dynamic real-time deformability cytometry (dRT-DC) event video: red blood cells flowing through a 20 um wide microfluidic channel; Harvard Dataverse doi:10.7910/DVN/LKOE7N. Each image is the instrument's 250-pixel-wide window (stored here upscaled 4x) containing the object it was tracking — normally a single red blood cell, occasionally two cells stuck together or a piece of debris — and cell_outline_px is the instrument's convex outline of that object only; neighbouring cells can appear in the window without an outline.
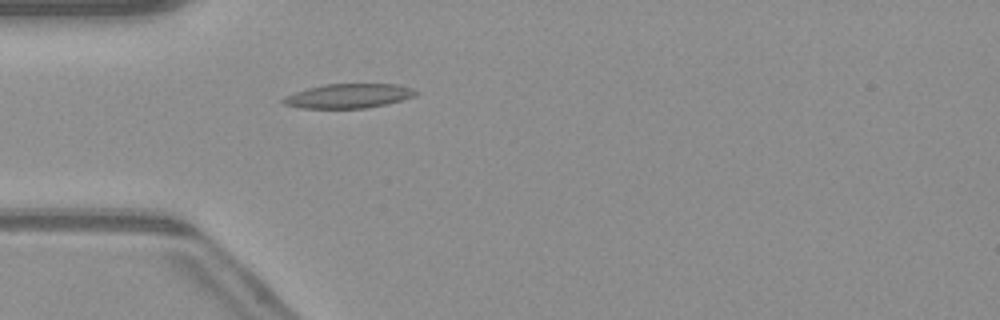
{"species": "common noctule bat (a hibernating species)", "species_latin": "Nyctalus noctula", "temperature_condition": "warm", "stored_images_in_passage": 50, "camera_frame_rate_fps": 3000, "um_per_image_px": 0.085, "animal": {"sex": "male", "body_mass_g": 23.1, "forearm_length_mm": 52.7}, "frame": {"image": 1, "passage_image": 15, "time_ms": 4.667, "image_size_px": [1000, 320], "cell_outline_px": [[420, 92], [416, 96], [388, 104], [364, 108], [300, 108], [284, 104], [280, 100], [284, 96], [308, 88], [324, 84], [396, 84], [412, 88]], "centroid_in_image_um": [29.65, 8.15], "position_along_channel_um": 55.4, "area_um2": 18.9}}
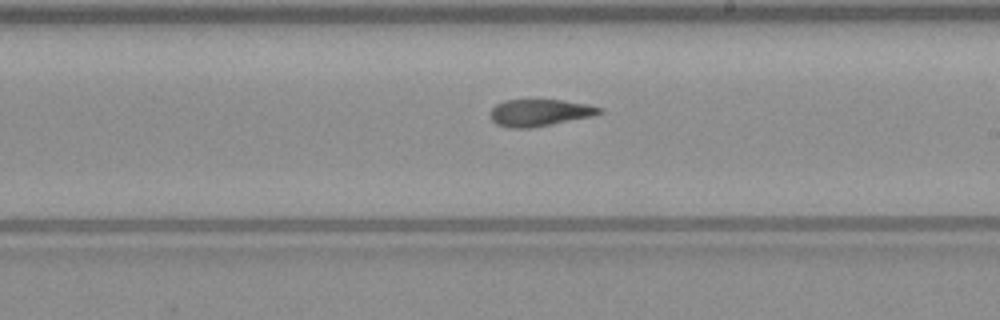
{"frame": {"image": 2, "passage_image": 29, "time_ms": 9.333, "image_size_px": [1000, 320], "cell_outline_px": [[604, 112], [592, 116], [528, 128], [512, 128], [496, 124], [492, 120], [492, 108], [496, 104], [504, 100], [560, 100], [588, 104], [604, 108]], "centroid_in_image_um": [45.9, 9.56], "position_along_channel_um": 243.1, "area_um2": 16.88}}
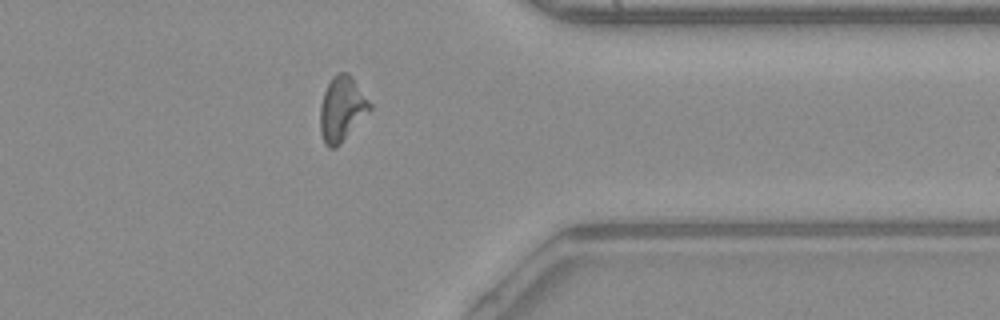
{"frame": {"image": 3, "passage_image": 40, "time_ms": 13.0, "image_size_px": [1000, 320], "cell_outline_px": [[372, 108], [340, 144], [336, 148], [328, 148], [324, 144], [320, 132], [320, 104], [324, 92], [332, 76], [340, 72], [348, 72], [352, 76], [372, 104]], "centroid_in_image_um": [29.05, 9.25], "position_along_channel_um": 382.4, "area_um2": 18.84}, "authors_computed_cell_mechanics": {"area_um2": 18.2359, "velocity_mm_per_s": 4.1233, "shape_relaxation_time_tau1_ms": null, "shape_relaxation_time_tau2_ms": 2.7851, "deformation_change_tau1": null, "deformation_change_tau2": 0.1111}}